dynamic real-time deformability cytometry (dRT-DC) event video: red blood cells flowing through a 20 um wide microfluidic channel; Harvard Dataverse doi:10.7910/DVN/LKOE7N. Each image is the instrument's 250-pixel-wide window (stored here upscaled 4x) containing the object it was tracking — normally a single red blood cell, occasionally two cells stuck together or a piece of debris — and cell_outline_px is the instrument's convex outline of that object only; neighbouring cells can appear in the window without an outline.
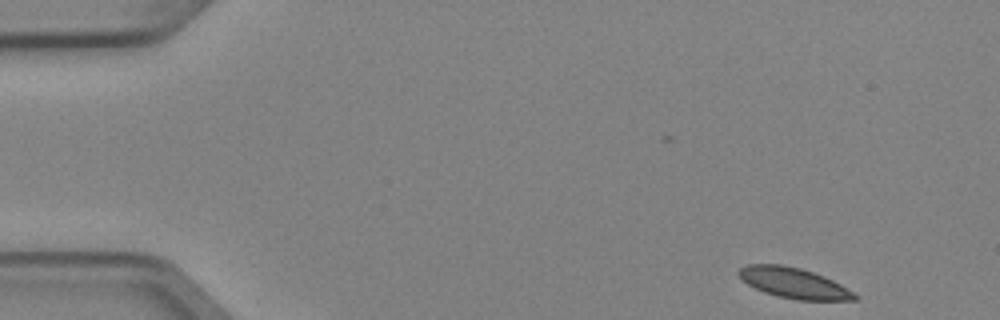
{"species": "Egyptian fruit bat (a non-hibernating species)", "species_latin": "Rousettus aegyptiacus", "temperature_condition": "cold", "stored_images_in_passage": 5, "camera_frame_rate_fps": 3000, "um_per_image_px": 0.085, "animal": {"sex": "female"}, "frame": {"image": 1, "passage_image": 1, "time_ms": 0.0, "image_size_px": [1000, 320], "cell_outline_px": [[860, 296], [856, 300], [796, 300], [776, 296], [764, 292], [748, 284], [736, 272], [740, 268], [748, 264], [780, 264], [800, 268], [824, 276], [840, 284]], "centroid_in_image_um": [67.49, 24.06], "position_along_channel_um": 17.5, "area_um2": 20.52}}